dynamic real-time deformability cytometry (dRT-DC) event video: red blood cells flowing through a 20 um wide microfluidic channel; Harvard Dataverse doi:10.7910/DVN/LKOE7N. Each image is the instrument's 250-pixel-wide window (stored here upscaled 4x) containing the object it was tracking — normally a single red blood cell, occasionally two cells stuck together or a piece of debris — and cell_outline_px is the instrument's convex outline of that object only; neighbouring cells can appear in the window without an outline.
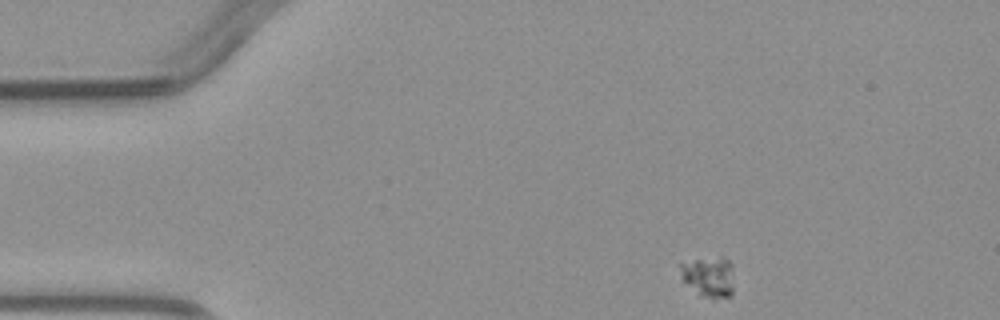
{"species": "common noctule bat (a hibernating species)", "species_latin": "Nyctalus noctula", "temperature_condition": "warm", "stored_images_in_passage": 3, "camera_frame_rate_fps": 3000, "um_per_image_px": 0.085, "animal": {"sex": "male", "body_mass_g": 23.1, "forearm_length_mm": 52.7}, "frame": {"image": 1, "passage_image": 1, "time_ms": 0.0, "image_size_px": [1000, 320], "cell_outline_px": [[732, 296], [712, 300], [700, 296], [684, 280], [680, 268], [680, 264], [696, 260], [720, 256], [728, 260], [732, 264]], "centroid_in_image_um": [60.29, 23.55], "position_along_channel_um": 24.7, "area_um2": 12.6}}
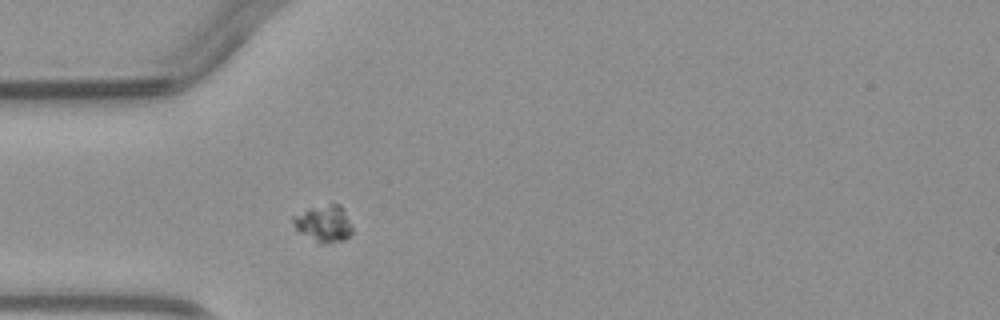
{"frame": {"image": 2, "passage_image": 3, "time_ms": 2.333, "image_size_px": [1000, 320], "cell_outline_px": [[352, 232], [344, 240], [320, 244], [316, 244], [296, 232], [292, 224], [292, 216], [308, 208], [332, 204], [340, 204], [344, 208], [352, 228]], "centroid_in_image_um": [27.46, 19.03], "position_along_channel_um": 57.5, "area_um2": 13.06}}